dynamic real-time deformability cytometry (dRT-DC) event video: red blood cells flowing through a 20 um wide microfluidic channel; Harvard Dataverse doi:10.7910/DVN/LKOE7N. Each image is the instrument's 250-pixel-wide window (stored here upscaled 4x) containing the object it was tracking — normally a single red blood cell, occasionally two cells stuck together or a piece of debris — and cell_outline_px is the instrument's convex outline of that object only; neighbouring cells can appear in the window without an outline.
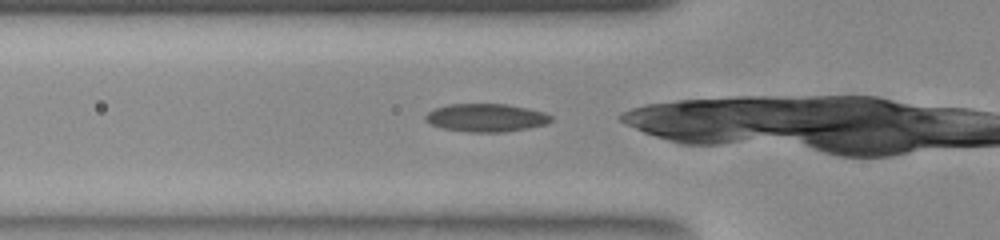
{"species": "common noctule bat (a hibernating species)", "species_latin": "Nyctalus noctula", "temperature_condition": "room temperature", "stored_images_in_passage": 7, "camera_frame_rate_fps": 3000, "um_per_image_px": 0.085, "animal": {"sex": "female", "body_mass_g": 23.0, "forearm_length_mm": 53.4}, "frame": {"image": 1, "passage_image": 2, "time_ms": 0.333, "image_size_px": [1000, 240], "cell_outline_px": [[552, 120], [548, 124], [528, 128], [504, 132], [468, 132], [444, 128], [432, 124], [424, 120], [424, 116], [432, 108], [448, 104], [508, 104], [528, 108], [544, 112], [552, 116]], "centroid_in_image_um": [41.32, 10.0], "position_along_channel_um": 84.5, "area_um2": 20.69}}
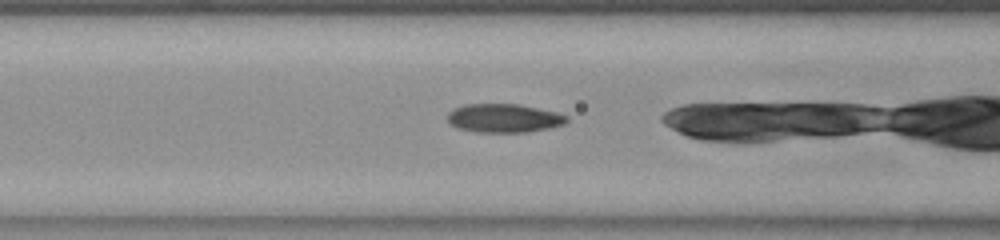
{"frame": {"image": 2, "passage_image": 5, "time_ms": 1.333, "image_size_px": [1000, 240], "cell_outline_px": [[568, 120], [564, 124], [548, 128], [524, 132], [480, 132], [460, 128], [452, 124], [448, 120], [448, 112], [452, 108], [464, 104], [520, 104], [556, 112], [568, 116]], "centroid_in_image_um": [42.83, 10.03], "position_along_channel_um": 123.8, "area_um2": 19.77}}